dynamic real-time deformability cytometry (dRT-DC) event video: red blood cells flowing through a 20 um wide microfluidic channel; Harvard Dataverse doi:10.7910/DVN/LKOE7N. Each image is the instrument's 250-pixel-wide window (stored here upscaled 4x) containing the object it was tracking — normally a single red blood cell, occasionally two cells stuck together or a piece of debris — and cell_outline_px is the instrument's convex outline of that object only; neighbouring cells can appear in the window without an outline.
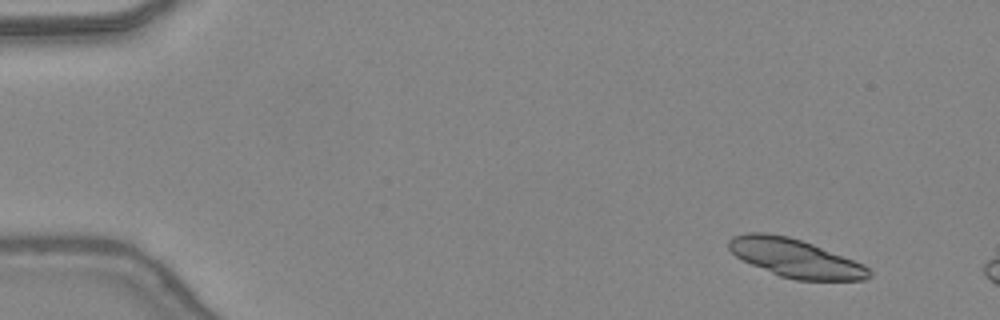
{"species": "common noctule bat (a hibernating species)", "species_latin": "Nyctalus noctula", "temperature_condition": "warm", "stored_images_in_passage": 7, "camera_frame_rate_fps": 3000, "um_per_image_px": 0.085, "animal": {"sex": "female", "body_mass_g": 24.6, "forearm_length_mm": 56.2}, "frame": {"image": 1, "passage_image": 1, "time_ms": 0.0, "image_size_px": [1000, 320], "cell_outline_px": [[872, 276], [864, 280], [796, 280], [780, 276], [752, 264], [736, 256], [728, 248], [728, 240], [732, 236], [748, 232], [764, 232], [788, 236], [812, 244], [864, 264], [872, 272]], "centroid_in_image_um": [67.6, 21.94], "position_along_channel_um": 17.4, "area_um2": 31.15}}